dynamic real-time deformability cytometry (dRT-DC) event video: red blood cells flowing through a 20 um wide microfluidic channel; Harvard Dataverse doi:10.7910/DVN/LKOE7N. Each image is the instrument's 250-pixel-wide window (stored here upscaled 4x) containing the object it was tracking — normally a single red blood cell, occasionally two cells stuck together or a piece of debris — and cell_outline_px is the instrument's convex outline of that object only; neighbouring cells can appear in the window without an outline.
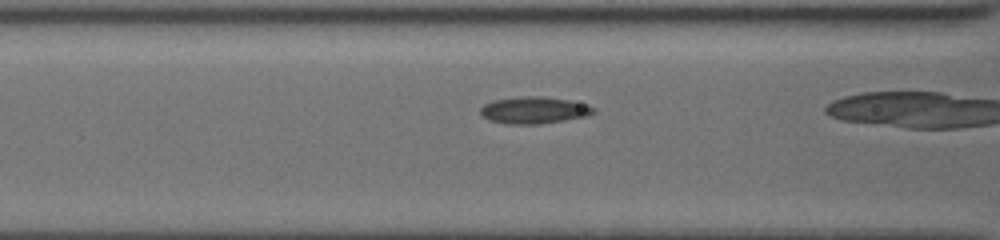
{"species": "common noctule bat (a hibernating species)", "species_latin": "Nyctalus noctula", "temperature_condition": "cold", "stored_images_in_passage": 29, "camera_frame_rate_fps": 3000, "um_per_image_px": 0.085, "animal": {"sex": "female", "body_mass_g": 19.5, "forearm_length_mm": 54.1}, "frame": {"image": 1, "passage_image": 9, "time_ms": 2.667, "image_size_px": [1000, 240], "cell_outline_px": [[596, 112], [588, 116], [540, 124], [504, 124], [488, 120], [480, 116], [480, 108], [484, 104], [496, 100], [524, 96], [544, 96], [568, 100], [588, 104], [596, 108]], "centroid_in_image_um": [45.4, 9.37], "position_along_channel_um": 121.2, "area_um2": 17.92}}
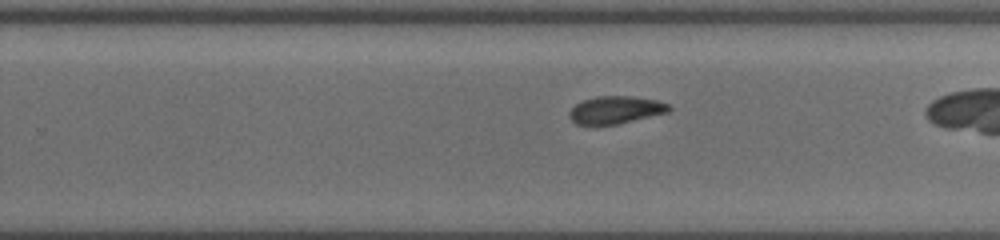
{"frame": {"image": 2, "passage_image": 21, "time_ms": 6.667, "image_size_px": [1000, 240], "cell_outline_px": [[672, 108], [668, 112], [616, 124], [576, 124], [568, 116], [568, 112], [576, 104], [584, 100], [596, 96], [632, 96], [656, 100], [668, 104]], "centroid_in_image_um": [52.32, 9.33], "position_along_channel_um": 277.5, "area_um2": 15.78}}